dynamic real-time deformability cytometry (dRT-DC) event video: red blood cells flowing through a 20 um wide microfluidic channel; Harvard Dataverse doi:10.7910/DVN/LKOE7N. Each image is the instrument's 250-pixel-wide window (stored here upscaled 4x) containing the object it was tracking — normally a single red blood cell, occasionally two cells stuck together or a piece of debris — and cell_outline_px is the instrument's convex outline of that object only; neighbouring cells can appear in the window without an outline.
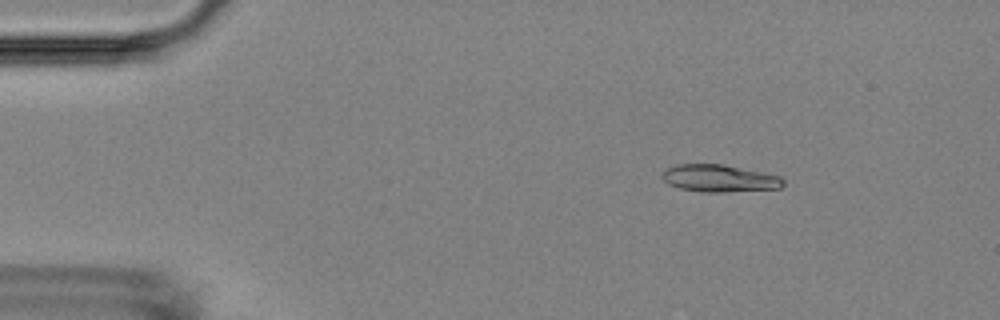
{"species": "Egyptian fruit bat (a non-hibernating species)", "species_latin": "Rousettus aegyptiacus", "temperature_condition": "room temperature", "stored_images_in_passage": 5, "camera_frame_rate_fps": 3000, "um_per_image_px": 0.085, "animal": {"sex": "female"}, "frame": {"image": 1, "passage_image": 3, "time_ms": 2.0, "image_size_px": [1000, 320], "cell_outline_px": [[784, 184], [780, 188], [724, 192], [704, 192], [680, 188], [668, 184], [660, 176], [668, 168], [676, 164], [724, 164], [780, 176], [784, 180]], "centroid_in_image_um": [61.14, 15.15], "position_along_channel_um": 23.9, "area_um2": 19.13}}